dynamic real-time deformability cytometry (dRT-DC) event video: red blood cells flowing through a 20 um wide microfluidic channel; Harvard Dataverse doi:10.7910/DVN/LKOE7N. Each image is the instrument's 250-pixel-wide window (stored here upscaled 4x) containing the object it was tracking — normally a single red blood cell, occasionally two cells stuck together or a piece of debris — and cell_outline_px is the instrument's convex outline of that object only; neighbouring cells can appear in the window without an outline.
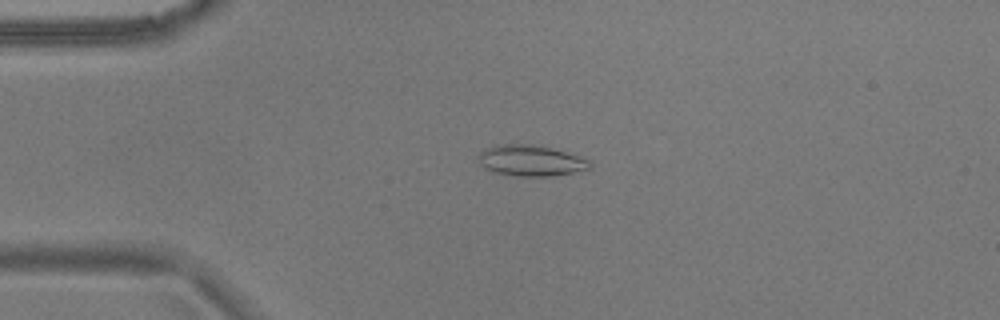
{"species": "common noctule bat (a hibernating species)", "species_latin": "Nyctalus noctula", "temperature_condition": "warm", "stored_images_in_passage": 47, "camera_frame_rate_fps": 3000, "um_per_image_px": 0.085, "animal": {"sex": "male", "body_mass_g": 17.9}, "frame": {"image": 1, "passage_image": 5, "time_ms": 1.333, "image_size_px": [1000, 320], "cell_outline_px": [[592, 168], [552, 176], [516, 176], [492, 172], [484, 168], [476, 160], [476, 156], [484, 148], [500, 144], [532, 144], [564, 152], [588, 160], [592, 164]], "centroid_in_image_um": [45.02, 13.66], "position_along_channel_um": 40.0, "area_um2": 20.06}}
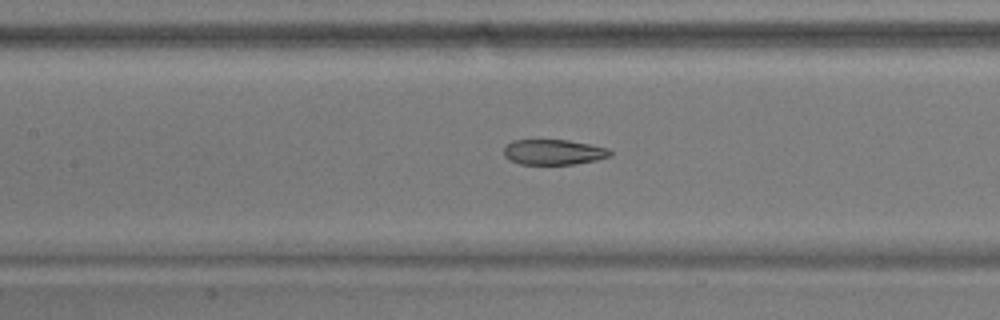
{"frame": {"image": 2, "passage_image": 17, "time_ms": 5.333, "image_size_px": [1000, 320], "cell_outline_px": [[612, 156], [596, 160], [572, 164], [520, 164], [508, 160], [504, 156], [504, 148], [512, 140], [568, 140], [592, 144], [608, 148], [612, 152]], "centroid_in_image_um": [47.06, 12.92], "position_along_channel_um": 160.3, "area_um2": 15.78}}
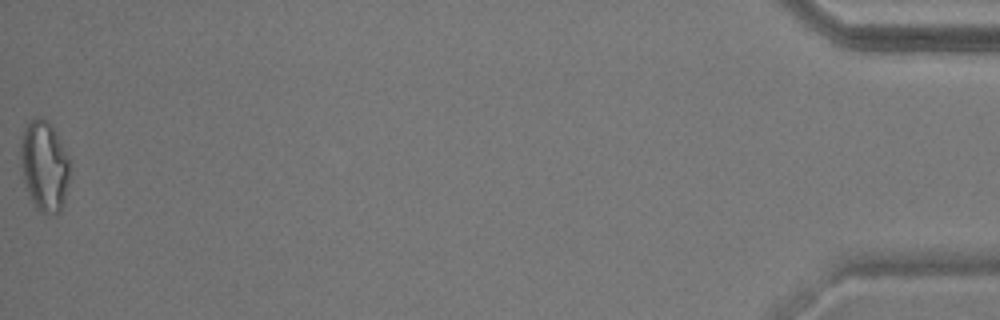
{"frame": {"image": 3, "passage_image": 47, "time_ms": 15.333, "image_size_px": [1000, 320], "cell_outline_px": [[68, 180], [64, 200], [60, 212], [56, 216], [44, 212], [36, 208], [28, 196], [24, 180], [20, 160], [20, 144], [24, 128], [36, 116], [40, 116], [48, 120], [56, 132], [68, 156]], "centroid_in_image_um": [3.75, 14.1], "position_along_channel_um": 431.5, "area_um2": 25.89}, "authors_computed_cell_mechanics": {"area_um2": 18.7272, "velocity_mm_per_s": 3.6857, "shape_relaxation_time_tau1_ms": null, "shape_relaxation_time_tau2_ms": 2.7942, "deformation_change_tau1": null, "deformation_change_tau2": 0.0895}}